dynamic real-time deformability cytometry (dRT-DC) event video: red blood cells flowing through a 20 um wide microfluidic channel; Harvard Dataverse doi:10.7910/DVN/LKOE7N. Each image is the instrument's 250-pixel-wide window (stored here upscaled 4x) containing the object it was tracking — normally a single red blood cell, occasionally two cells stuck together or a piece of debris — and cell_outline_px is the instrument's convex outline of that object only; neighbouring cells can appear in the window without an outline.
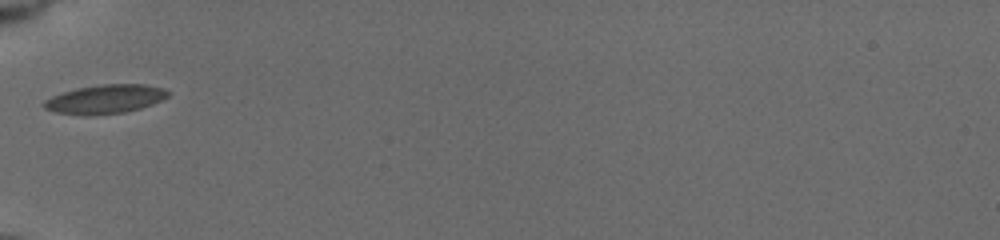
{"species": "common noctule bat (a hibernating species)", "species_latin": "Nyctalus noctula", "temperature_condition": "cold", "stored_images_in_passage": 23, "camera_frame_rate_fps": 3000, "um_per_image_px": 0.085, "animal": {"sex": "female", "body_mass_g": 19.5, "forearm_length_mm": 54.1}, "frame": {"image": 1, "passage_image": 1, "time_ms": 0.0, "image_size_px": [1000, 240], "cell_outline_px": [[172, 92], [168, 96], [152, 104], [140, 108], [124, 112], [56, 112], [44, 108], [40, 104], [44, 100], [52, 96], [76, 88], [100, 84], [144, 84], [164, 88]], "centroid_in_image_um": [9.0, 8.36], "position_along_channel_um": 76.0, "area_um2": 20.0}}
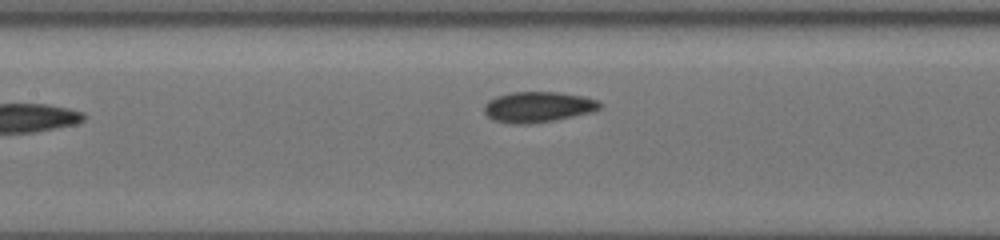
{"frame": {"image": 2, "passage_image": 8, "time_ms": 2.333, "image_size_px": [1000, 240], "cell_outline_px": [[604, 104], [600, 108], [592, 112], [552, 120], [520, 124], [512, 124], [492, 120], [484, 112], [484, 104], [488, 100], [496, 96], [512, 92], [560, 92], [584, 96], [600, 100]], "centroid_in_image_um": [45.74, 9.07], "position_along_channel_um": 161.7, "area_um2": 20.69}}
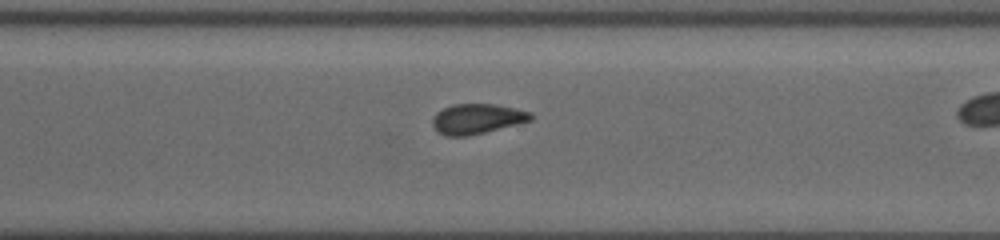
{"frame": {"image": 3, "passage_image": 18, "time_ms": 5.667, "image_size_px": [1000, 240], "cell_outline_px": [[532, 120], [484, 132], [464, 136], [448, 136], [440, 132], [432, 124], [432, 120], [436, 112], [452, 104], [492, 104], [516, 108], [532, 112]], "centroid_in_image_um": [40.56, 10.08], "position_along_channel_um": 330.0, "area_um2": 16.94}}